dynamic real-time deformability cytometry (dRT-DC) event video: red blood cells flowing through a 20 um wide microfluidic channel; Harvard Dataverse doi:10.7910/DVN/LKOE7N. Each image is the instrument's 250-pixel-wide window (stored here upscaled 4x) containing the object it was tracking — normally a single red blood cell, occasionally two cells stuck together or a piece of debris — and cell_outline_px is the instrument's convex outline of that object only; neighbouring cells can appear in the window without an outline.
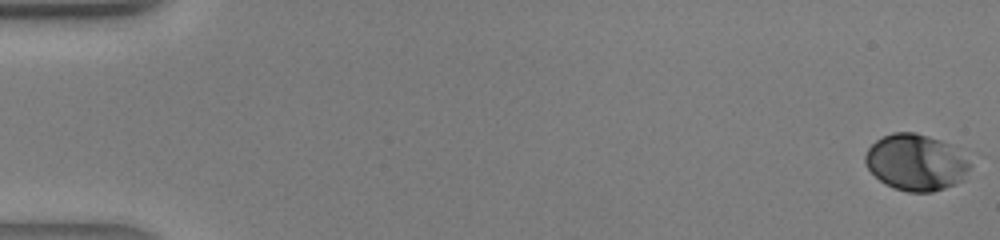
{"species": "human", "species_latin": "Homo sapiens", "temperature_condition": "warm", "stored_images_in_passage": 43, "camera_frame_rate_fps": 3000, "um_per_image_px": 0.085, "donor": {"sex": "male"}, "frame": {"image": 1, "passage_image": 1, "time_ms": 0.0, "image_size_px": [1000, 240], "cell_outline_px": [[972, 164], [960, 180], [956, 184], [932, 192], [908, 192], [884, 184], [868, 168], [864, 160], [864, 156], [868, 148], [876, 140], [892, 132], [916, 132], [940, 140], [948, 144]], "centroid_in_image_um": [77.81, 13.8], "position_along_channel_um": 7.2, "area_um2": 33.93}}
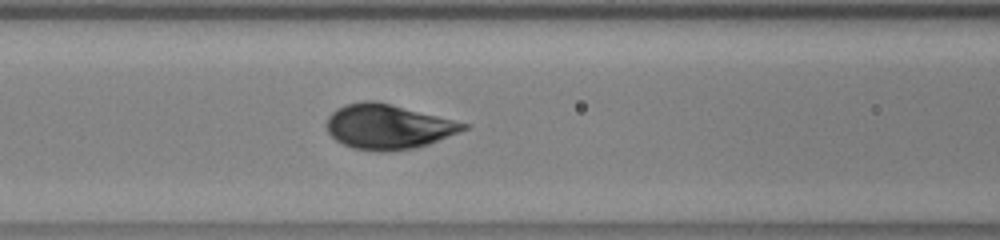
{"frame": {"image": 2, "passage_image": 19, "time_ms": 6.0, "image_size_px": [1000, 240], "cell_outline_px": [[472, 124], [468, 128], [428, 144], [416, 148], [380, 152], [352, 148], [336, 140], [328, 132], [328, 116], [336, 108], [344, 104], [368, 100], [372, 100]], "centroid_in_image_um": [32.99, 10.77], "position_along_channel_um": 133.6, "area_um2": 35.37}}
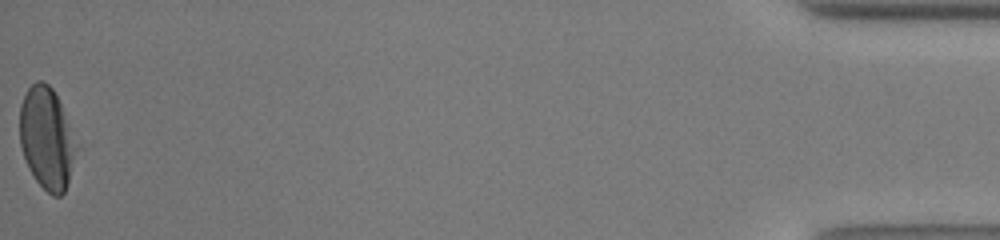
{"frame": {"image": 3, "passage_image": 43, "time_ms": 14.0, "image_size_px": [1000, 240], "cell_outline_px": [[80, 144], [64, 192], [60, 196], [52, 196], [36, 180], [24, 156], [20, 144], [20, 104], [28, 88], [36, 80], [40, 80], [48, 84], [52, 88]], "centroid_in_image_um": [4.01, 11.74], "position_along_channel_um": 431.2, "area_um2": 33.58}}